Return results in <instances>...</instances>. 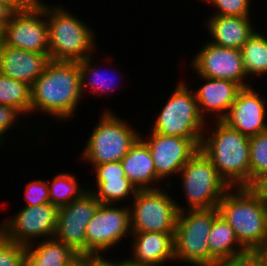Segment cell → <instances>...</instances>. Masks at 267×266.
Here are the masks:
<instances>
[{
    "label": "cell",
    "mask_w": 267,
    "mask_h": 266,
    "mask_svg": "<svg viewBox=\"0 0 267 266\" xmlns=\"http://www.w3.org/2000/svg\"><path fill=\"white\" fill-rule=\"evenodd\" d=\"M82 96L79 62L50 60L31 86L30 113L42 111L65 122L76 113Z\"/></svg>",
    "instance_id": "1"
},
{
    "label": "cell",
    "mask_w": 267,
    "mask_h": 266,
    "mask_svg": "<svg viewBox=\"0 0 267 266\" xmlns=\"http://www.w3.org/2000/svg\"><path fill=\"white\" fill-rule=\"evenodd\" d=\"M214 124L211 130L206 126L200 149L230 188L250 187V137L229 128L222 121ZM208 133L210 135L206 137Z\"/></svg>",
    "instance_id": "2"
},
{
    "label": "cell",
    "mask_w": 267,
    "mask_h": 266,
    "mask_svg": "<svg viewBox=\"0 0 267 266\" xmlns=\"http://www.w3.org/2000/svg\"><path fill=\"white\" fill-rule=\"evenodd\" d=\"M247 250H260L267 241V205L252 187L230 188L217 207Z\"/></svg>",
    "instance_id": "3"
},
{
    "label": "cell",
    "mask_w": 267,
    "mask_h": 266,
    "mask_svg": "<svg viewBox=\"0 0 267 266\" xmlns=\"http://www.w3.org/2000/svg\"><path fill=\"white\" fill-rule=\"evenodd\" d=\"M46 4L49 28V59L53 61L80 62L92 56L95 31L63 6Z\"/></svg>",
    "instance_id": "4"
},
{
    "label": "cell",
    "mask_w": 267,
    "mask_h": 266,
    "mask_svg": "<svg viewBox=\"0 0 267 266\" xmlns=\"http://www.w3.org/2000/svg\"><path fill=\"white\" fill-rule=\"evenodd\" d=\"M81 154L82 160L95 165L121 161L141 133L110 110H104Z\"/></svg>",
    "instance_id": "5"
},
{
    "label": "cell",
    "mask_w": 267,
    "mask_h": 266,
    "mask_svg": "<svg viewBox=\"0 0 267 266\" xmlns=\"http://www.w3.org/2000/svg\"><path fill=\"white\" fill-rule=\"evenodd\" d=\"M217 208L179 211L174 233V261L209 266V234Z\"/></svg>",
    "instance_id": "6"
},
{
    "label": "cell",
    "mask_w": 267,
    "mask_h": 266,
    "mask_svg": "<svg viewBox=\"0 0 267 266\" xmlns=\"http://www.w3.org/2000/svg\"><path fill=\"white\" fill-rule=\"evenodd\" d=\"M175 87L149 130L168 136L202 138L210 123L200 115L194 91L183 80Z\"/></svg>",
    "instance_id": "7"
},
{
    "label": "cell",
    "mask_w": 267,
    "mask_h": 266,
    "mask_svg": "<svg viewBox=\"0 0 267 266\" xmlns=\"http://www.w3.org/2000/svg\"><path fill=\"white\" fill-rule=\"evenodd\" d=\"M178 175L188 203L187 209L217 208L224 194L230 189L201 149Z\"/></svg>",
    "instance_id": "8"
},
{
    "label": "cell",
    "mask_w": 267,
    "mask_h": 266,
    "mask_svg": "<svg viewBox=\"0 0 267 266\" xmlns=\"http://www.w3.org/2000/svg\"><path fill=\"white\" fill-rule=\"evenodd\" d=\"M164 190L138 189L129 206L132 232L175 233L179 211L186 207Z\"/></svg>",
    "instance_id": "9"
},
{
    "label": "cell",
    "mask_w": 267,
    "mask_h": 266,
    "mask_svg": "<svg viewBox=\"0 0 267 266\" xmlns=\"http://www.w3.org/2000/svg\"><path fill=\"white\" fill-rule=\"evenodd\" d=\"M0 40L13 48L49 56L46 3L32 0L24 9L15 11L0 33Z\"/></svg>",
    "instance_id": "10"
},
{
    "label": "cell",
    "mask_w": 267,
    "mask_h": 266,
    "mask_svg": "<svg viewBox=\"0 0 267 266\" xmlns=\"http://www.w3.org/2000/svg\"><path fill=\"white\" fill-rule=\"evenodd\" d=\"M117 206L100 204L95 211L86 228V256L102 255L132 234L129 205Z\"/></svg>",
    "instance_id": "11"
},
{
    "label": "cell",
    "mask_w": 267,
    "mask_h": 266,
    "mask_svg": "<svg viewBox=\"0 0 267 266\" xmlns=\"http://www.w3.org/2000/svg\"><path fill=\"white\" fill-rule=\"evenodd\" d=\"M58 207L51 203L23 206L14 216L0 222V233L8 240L24 246L54 238Z\"/></svg>",
    "instance_id": "12"
},
{
    "label": "cell",
    "mask_w": 267,
    "mask_h": 266,
    "mask_svg": "<svg viewBox=\"0 0 267 266\" xmlns=\"http://www.w3.org/2000/svg\"><path fill=\"white\" fill-rule=\"evenodd\" d=\"M148 145L155 164L156 175L163 181L177 175L187 162L199 151L202 138H183L149 131Z\"/></svg>",
    "instance_id": "13"
},
{
    "label": "cell",
    "mask_w": 267,
    "mask_h": 266,
    "mask_svg": "<svg viewBox=\"0 0 267 266\" xmlns=\"http://www.w3.org/2000/svg\"><path fill=\"white\" fill-rule=\"evenodd\" d=\"M100 204L87 190L80 198L59 207L54 238L86 256V228Z\"/></svg>",
    "instance_id": "14"
},
{
    "label": "cell",
    "mask_w": 267,
    "mask_h": 266,
    "mask_svg": "<svg viewBox=\"0 0 267 266\" xmlns=\"http://www.w3.org/2000/svg\"><path fill=\"white\" fill-rule=\"evenodd\" d=\"M190 66L201 77L230 80L241 87L251 86L247 83V73L239 49L219 47L211 42L205 43L192 58Z\"/></svg>",
    "instance_id": "15"
},
{
    "label": "cell",
    "mask_w": 267,
    "mask_h": 266,
    "mask_svg": "<svg viewBox=\"0 0 267 266\" xmlns=\"http://www.w3.org/2000/svg\"><path fill=\"white\" fill-rule=\"evenodd\" d=\"M253 85L242 87L231 105L227 115L221 120L229 128L239 131L241 134L252 137L267 130V103L265 96Z\"/></svg>",
    "instance_id": "16"
},
{
    "label": "cell",
    "mask_w": 267,
    "mask_h": 266,
    "mask_svg": "<svg viewBox=\"0 0 267 266\" xmlns=\"http://www.w3.org/2000/svg\"><path fill=\"white\" fill-rule=\"evenodd\" d=\"M132 257L125 259L134 266H163L174 260V233L132 232Z\"/></svg>",
    "instance_id": "17"
},
{
    "label": "cell",
    "mask_w": 267,
    "mask_h": 266,
    "mask_svg": "<svg viewBox=\"0 0 267 266\" xmlns=\"http://www.w3.org/2000/svg\"><path fill=\"white\" fill-rule=\"evenodd\" d=\"M198 77L206 82L194 90L200 115L205 119L210 113V117L215 118V121H221L227 115L242 87L230 80L212 79L199 75Z\"/></svg>",
    "instance_id": "18"
},
{
    "label": "cell",
    "mask_w": 267,
    "mask_h": 266,
    "mask_svg": "<svg viewBox=\"0 0 267 266\" xmlns=\"http://www.w3.org/2000/svg\"><path fill=\"white\" fill-rule=\"evenodd\" d=\"M96 185L90 191L101 204H120V201L135 197L137 187L125 177L121 161L95 165ZM97 188V189H95ZM97 190V191H96ZM131 194V195H130ZM119 203V204H118Z\"/></svg>",
    "instance_id": "19"
},
{
    "label": "cell",
    "mask_w": 267,
    "mask_h": 266,
    "mask_svg": "<svg viewBox=\"0 0 267 266\" xmlns=\"http://www.w3.org/2000/svg\"><path fill=\"white\" fill-rule=\"evenodd\" d=\"M50 61L47 54L13 48L0 40V73L30 86Z\"/></svg>",
    "instance_id": "20"
},
{
    "label": "cell",
    "mask_w": 267,
    "mask_h": 266,
    "mask_svg": "<svg viewBox=\"0 0 267 266\" xmlns=\"http://www.w3.org/2000/svg\"><path fill=\"white\" fill-rule=\"evenodd\" d=\"M250 17L212 15L205 23L213 38L210 42L219 47L240 50L256 31Z\"/></svg>",
    "instance_id": "21"
},
{
    "label": "cell",
    "mask_w": 267,
    "mask_h": 266,
    "mask_svg": "<svg viewBox=\"0 0 267 266\" xmlns=\"http://www.w3.org/2000/svg\"><path fill=\"white\" fill-rule=\"evenodd\" d=\"M121 164L125 171V177L137 189H157V182L162 181L156 175L155 164L148 145L140 137L123 157Z\"/></svg>",
    "instance_id": "22"
},
{
    "label": "cell",
    "mask_w": 267,
    "mask_h": 266,
    "mask_svg": "<svg viewBox=\"0 0 267 266\" xmlns=\"http://www.w3.org/2000/svg\"><path fill=\"white\" fill-rule=\"evenodd\" d=\"M37 242L25 246V266H69L80 257L55 238Z\"/></svg>",
    "instance_id": "23"
},
{
    "label": "cell",
    "mask_w": 267,
    "mask_h": 266,
    "mask_svg": "<svg viewBox=\"0 0 267 266\" xmlns=\"http://www.w3.org/2000/svg\"><path fill=\"white\" fill-rule=\"evenodd\" d=\"M209 266L246 249L241 245L230 224L219 214L213 222L209 234Z\"/></svg>",
    "instance_id": "24"
},
{
    "label": "cell",
    "mask_w": 267,
    "mask_h": 266,
    "mask_svg": "<svg viewBox=\"0 0 267 266\" xmlns=\"http://www.w3.org/2000/svg\"><path fill=\"white\" fill-rule=\"evenodd\" d=\"M240 51L247 76L267 75V36L265 34L256 30Z\"/></svg>",
    "instance_id": "25"
},
{
    "label": "cell",
    "mask_w": 267,
    "mask_h": 266,
    "mask_svg": "<svg viewBox=\"0 0 267 266\" xmlns=\"http://www.w3.org/2000/svg\"><path fill=\"white\" fill-rule=\"evenodd\" d=\"M0 105L17 109L22 115H30L31 86L0 73Z\"/></svg>",
    "instance_id": "26"
},
{
    "label": "cell",
    "mask_w": 267,
    "mask_h": 266,
    "mask_svg": "<svg viewBox=\"0 0 267 266\" xmlns=\"http://www.w3.org/2000/svg\"><path fill=\"white\" fill-rule=\"evenodd\" d=\"M49 203L58 208L80 198L88 187L82 188L75 175L59 173L48 183Z\"/></svg>",
    "instance_id": "27"
},
{
    "label": "cell",
    "mask_w": 267,
    "mask_h": 266,
    "mask_svg": "<svg viewBox=\"0 0 267 266\" xmlns=\"http://www.w3.org/2000/svg\"><path fill=\"white\" fill-rule=\"evenodd\" d=\"M92 57L93 56L87 57L79 62L82 94L83 95L84 93L86 94L87 90L88 91L90 90V92L92 91V93L96 94L98 97L100 94L102 95L104 92L111 93L109 91H113L115 89L114 88L115 85H113L114 81H112V79L113 80L115 79L114 78L111 79V77H109L111 79L109 80V78H107L103 72L101 73V71H99L100 70L99 67L94 68L95 67L93 65L94 60L92 59ZM114 77L116 78L117 75Z\"/></svg>",
    "instance_id": "28"
},
{
    "label": "cell",
    "mask_w": 267,
    "mask_h": 266,
    "mask_svg": "<svg viewBox=\"0 0 267 266\" xmlns=\"http://www.w3.org/2000/svg\"><path fill=\"white\" fill-rule=\"evenodd\" d=\"M250 187L267 174V130L250 137Z\"/></svg>",
    "instance_id": "29"
},
{
    "label": "cell",
    "mask_w": 267,
    "mask_h": 266,
    "mask_svg": "<svg viewBox=\"0 0 267 266\" xmlns=\"http://www.w3.org/2000/svg\"><path fill=\"white\" fill-rule=\"evenodd\" d=\"M0 266H25V246L6 239L1 233Z\"/></svg>",
    "instance_id": "30"
},
{
    "label": "cell",
    "mask_w": 267,
    "mask_h": 266,
    "mask_svg": "<svg viewBox=\"0 0 267 266\" xmlns=\"http://www.w3.org/2000/svg\"><path fill=\"white\" fill-rule=\"evenodd\" d=\"M216 9L213 15L250 16L251 0H205Z\"/></svg>",
    "instance_id": "31"
},
{
    "label": "cell",
    "mask_w": 267,
    "mask_h": 266,
    "mask_svg": "<svg viewBox=\"0 0 267 266\" xmlns=\"http://www.w3.org/2000/svg\"><path fill=\"white\" fill-rule=\"evenodd\" d=\"M216 266H265V259L260 250H245L216 263Z\"/></svg>",
    "instance_id": "32"
},
{
    "label": "cell",
    "mask_w": 267,
    "mask_h": 266,
    "mask_svg": "<svg viewBox=\"0 0 267 266\" xmlns=\"http://www.w3.org/2000/svg\"><path fill=\"white\" fill-rule=\"evenodd\" d=\"M24 197L26 199L25 206L44 205L49 203L48 182L35 179L27 183L25 187Z\"/></svg>",
    "instance_id": "33"
},
{
    "label": "cell",
    "mask_w": 267,
    "mask_h": 266,
    "mask_svg": "<svg viewBox=\"0 0 267 266\" xmlns=\"http://www.w3.org/2000/svg\"><path fill=\"white\" fill-rule=\"evenodd\" d=\"M20 115L22 116L17 109L10 106L0 105V146L1 144L4 146V143L6 142V137L3 135H5L7 131L11 130L12 127L14 128Z\"/></svg>",
    "instance_id": "34"
},
{
    "label": "cell",
    "mask_w": 267,
    "mask_h": 266,
    "mask_svg": "<svg viewBox=\"0 0 267 266\" xmlns=\"http://www.w3.org/2000/svg\"><path fill=\"white\" fill-rule=\"evenodd\" d=\"M89 266H122V260L120 261H113L108 260L104 256V254L101 255H89Z\"/></svg>",
    "instance_id": "35"
},
{
    "label": "cell",
    "mask_w": 267,
    "mask_h": 266,
    "mask_svg": "<svg viewBox=\"0 0 267 266\" xmlns=\"http://www.w3.org/2000/svg\"><path fill=\"white\" fill-rule=\"evenodd\" d=\"M15 11L7 4L0 3V33L5 25L10 21L12 14Z\"/></svg>",
    "instance_id": "36"
},
{
    "label": "cell",
    "mask_w": 267,
    "mask_h": 266,
    "mask_svg": "<svg viewBox=\"0 0 267 266\" xmlns=\"http://www.w3.org/2000/svg\"><path fill=\"white\" fill-rule=\"evenodd\" d=\"M267 205V174L258 180L252 187Z\"/></svg>",
    "instance_id": "37"
},
{
    "label": "cell",
    "mask_w": 267,
    "mask_h": 266,
    "mask_svg": "<svg viewBox=\"0 0 267 266\" xmlns=\"http://www.w3.org/2000/svg\"><path fill=\"white\" fill-rule=\"evenodd\" d=\"M32 0H0V3L9 5L14 11L24 9Z\"/></svg>",
    "instance_id": "38"
},
{
    "label": "cell",
    "mask_w": 267,
    "mask_h": 266,
    "mask_svg": "<svg viewBox=\"0 0 267 266\" xmlns=\"http://www.w3.org/2000/svg\"><path fill=\"white\" fill-rule=\"evenodd\" d=\"M69 266H89V255L80 256Z\"/></svg>",
    "instance_id": "39"
},
{
    "label": "cell",
    "mask_w": 267,
    "mask_h": 266,
    "mask_svg": "<svg viewBox=\"0 0 267 266\" xmlns=\"http://www.w3.org/2000/svg\"><path fill=\"white\" fill-rule=\"evenodd\" d=\"M260 251L262 252L264 259H265V266H267V241L265 242V244L263 245V247L260 249Z\"/></svg>",
    "instance_id": "40"
},
{
    "label": "cell",
    "mask_w": 267,
    "mask_h": 266,
    "mask_svg": "<svg viewBox=\"0 0 267 266\" xmlns=\"http://www.w3.org/2000/svg\"><path fill=\"white\" fill-rule=\"evenodd\" d=\"M122 266H134V265H131L125 259L124 260L122 259Z\"/></svg>",
    "instance_id": "41"
}]
</instances>
